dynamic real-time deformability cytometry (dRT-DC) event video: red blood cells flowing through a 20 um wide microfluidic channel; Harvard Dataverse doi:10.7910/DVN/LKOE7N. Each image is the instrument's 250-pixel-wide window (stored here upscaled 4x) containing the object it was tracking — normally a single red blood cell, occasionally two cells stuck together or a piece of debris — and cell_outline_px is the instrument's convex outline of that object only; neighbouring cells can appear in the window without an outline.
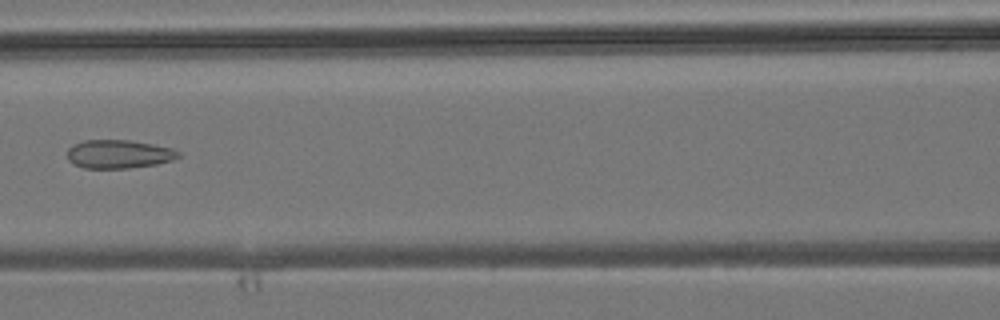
{"species": "common noctule bat (a hibernating species)", "species_latin": "Nyctalus noctula", "temperature_condition": "room temperature", "stored_images_in_passage": 7, "camera_frame_rate_fps": 3000, "um_per_image_px": 0.085, "animal": {"sex": "male", "body_mass_g": 19.2, "forearm_length_mm": 51.8}, "frame": {"image": 1, "passage_image": 7, "time_ms": 6.667, "image_size_px": [1000, 320], "cell_outline_px": [[180, 156], [172, 160], [156, 164], [128, 168], [84, 168], [72, 164], [68, 160], [68, 148], [72, 144], [84, 140], [128, 140], [152, 144], [172, 148], [180, 152]], "centroid_in_image_um": [10.07, 13.1], "position_along_channel_um": 156.5, "area_um2": 18.5}}